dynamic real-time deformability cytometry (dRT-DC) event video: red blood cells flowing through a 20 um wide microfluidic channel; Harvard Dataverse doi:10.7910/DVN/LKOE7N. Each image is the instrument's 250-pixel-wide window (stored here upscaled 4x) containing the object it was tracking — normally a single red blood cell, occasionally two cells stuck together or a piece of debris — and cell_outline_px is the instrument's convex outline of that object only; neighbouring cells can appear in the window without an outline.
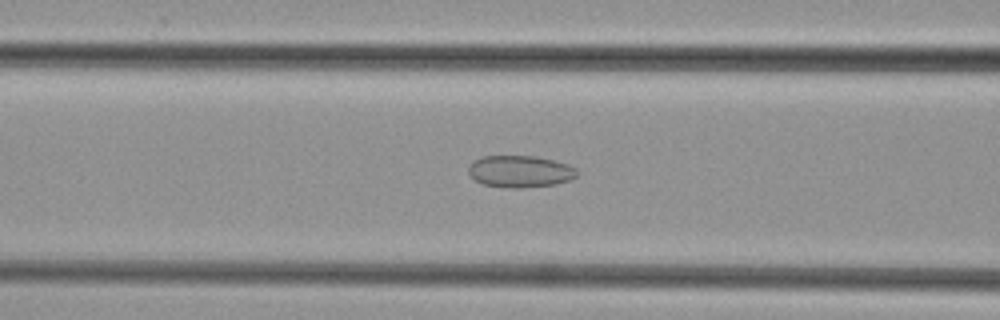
{"species": "common noctule bat (a hibernating species)", "species_latin": "Nyctalus noctula", "temperature_condition": "cold", "stored_images_in_passage": 49, "camera_frame_rate_fps": 3000, "um_per_image_px": 0.085, "animal": {"sex": "female", "body_mass_g": 29.2, "forearm_length_mm": 56.3}, "frame": {"image": 1, "passage_image": 20, "time_ms": 6.333, "image_size_px": [1000, 320], "cell_outline_px": [[576, 176], [568, 180], [556, 184], [520, 188], [508, 188], [484, 184], [468, 176], [468, 168], [476, 160], [484, 156], [536, 156], [568, 164], [576, 168]], "centroid_in_image_um": [44.2, 14.57], "position_along_channel_um": 122.4, "area_um2": 20.0}}
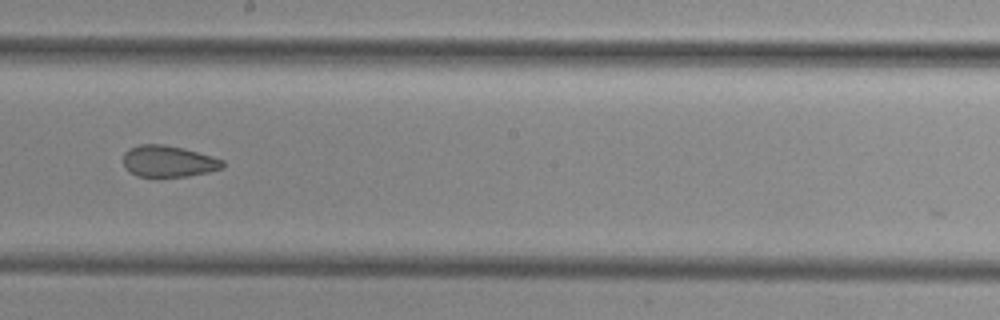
{"frame": {"image": 2, "passage_image": 28, "time_ms": 9.0, "image_size_px": [1000, 320], "cell_outline_px": [[224, 168], [208, 172], [188, 176], [136, 176], [128, 172], [124, 168], [124, 152], [128, 148], [140, 144], [164, 144], [184, 148], [212, 156], [224, 160]], "centroid_in_image_um": [14.3, 13.7], "position_along_channel_um": 233.9, "area_um2": 18.38}}
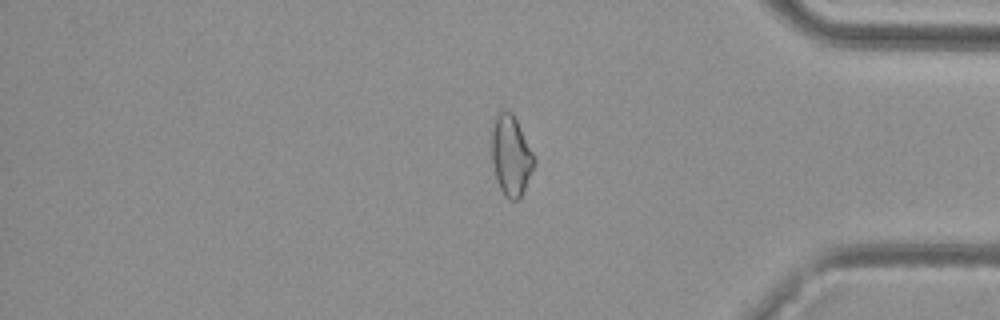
{"frame": {"image": 3, "passage_image": 41, "time_ms": 13.333, "image_size_px": [1000, 320], "cell_outline_px": [[536, 164], [520, 196], [516, 200], [512, 200], [504, 196], [496, 180], [492, 164], [492, 128], [496, 116], [500, 108], [508, 108], [512, 112], [536, 156]], "centroid_in_image_um": [43.44, 13.17], "position_along_channel_um": 391.8, "area_um2": 20.17}}